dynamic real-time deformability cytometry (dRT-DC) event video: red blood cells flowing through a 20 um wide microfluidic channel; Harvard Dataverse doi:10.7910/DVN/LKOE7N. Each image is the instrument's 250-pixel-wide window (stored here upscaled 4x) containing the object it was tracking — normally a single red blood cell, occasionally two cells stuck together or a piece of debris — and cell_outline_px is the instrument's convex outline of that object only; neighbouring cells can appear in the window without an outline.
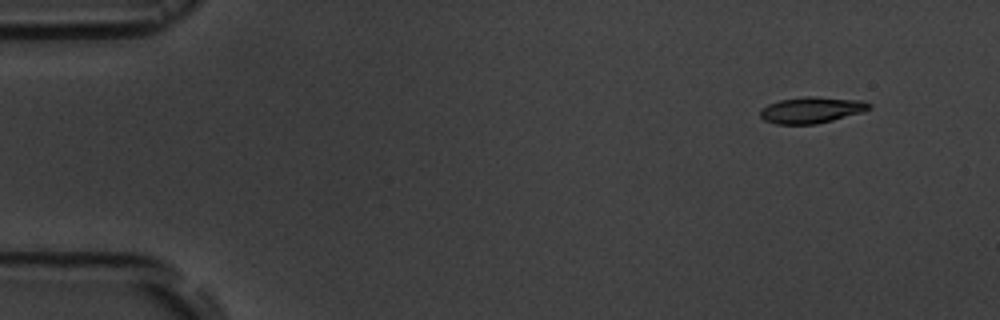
{"species": "common noctule bat (a hibernating species)", "species_latin": "Nyctalus noctula", "temperature_condition": "room temperature", "stored_images_in_passage": 6, "camera_frame_rate_fps": 3000, "um_per_image_px": 0.085, "animal": {"sex": "male", "body_mass_g": 19.5, "forearm_length_mm": 54.6}, "frame": {"image": 1, "passage_image": 1, "time_ms": 0.0, "image_size_px": [1000, 320], "cell_outline_px": [[872, 108], [864, 112], [816, 124], [776, 124], [764, 120], [760, 116], [760, 108], [768, 104], [780, 100], [804, 96], [812, 96], [864, 100], [872, 104]], "centroid_in_image_um": [69.01, 9.34], "position_along_channel_um": 16.0, "area_um2": 16.88}}
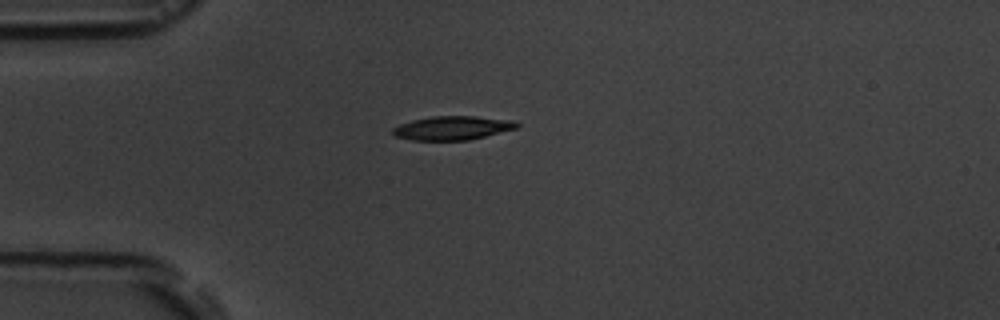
{"frame": {"image": 2, "passage_image": 4, "time_ms": 3.333, "image_size_px": [1000, 320], "cell_outline_px": [[520, 124], [516, 128], [468, 140], [412, 140], [396, 136], [392, 132], [392, 128], [400, 124], [412, 120], [432, 116], [476, 116], [516, 120]], "centroid_in_image_um": [38.47, 10.86], "position_along_channel_um": 46.5, "area_um2": 17.17}}
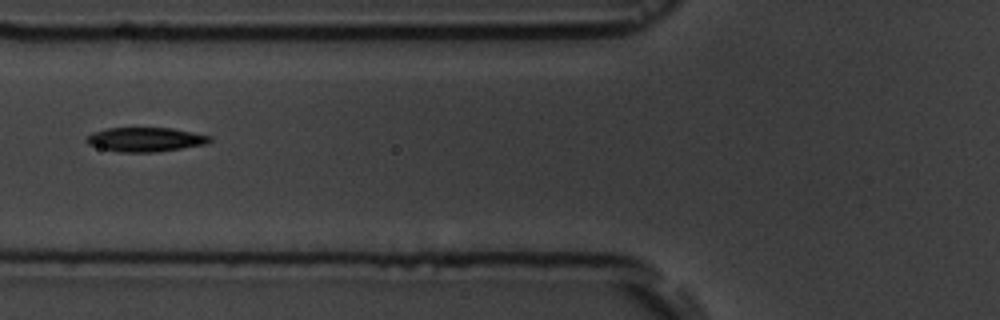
{"frame": {"image": 3, "passage_image": 6, "time_ms": 5.667, "image_size_px": [1000, 320], "cell_outline_px": [[212, 140], [208, 144], [156, 152], [116, 152], [100, 148], [88, 144], [84, 140], [92, 132], [108, 128], [172, 128], [212, 136]], "centroid_in_image_um": [12.36, 11.86], "position_along_channel_um": 113.4, "area_um2": 17.51}}